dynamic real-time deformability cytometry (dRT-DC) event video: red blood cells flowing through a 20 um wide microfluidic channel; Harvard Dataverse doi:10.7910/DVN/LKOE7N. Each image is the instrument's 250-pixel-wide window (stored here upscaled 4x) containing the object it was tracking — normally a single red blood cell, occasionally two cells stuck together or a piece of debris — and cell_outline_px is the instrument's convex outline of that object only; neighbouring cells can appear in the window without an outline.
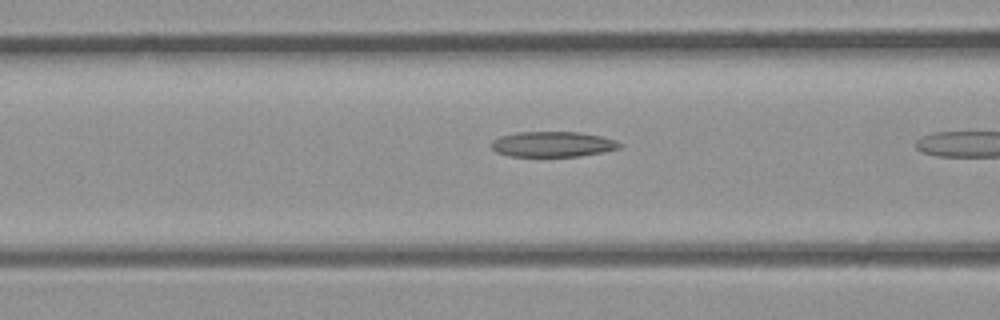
{"species": "common noctule bat (a hibernating species)", "species_latin": "Nyctalus noctula", "temperature_condition": "room temperature", "stored_images_in_passage": 6, "camera_frame_rate_fps": 3000, "um_per_image_px": 0.085, "animal": {"sex": "male", "body_mass_g": 23.1, "forearm_length_mm": 52.7}, "frame": {"image": 1, "passage_image": 4, "time_ms": 1.0, "image_size_px": [1000, 320], "cell_outline_px": [[624, 144], [620, 148], [604, 152], [580, 156], [508, 156], [496, 152], [488, 144], [492, 140], [500, 136], [516, 132], [576, 132], [600, 136], [616, 140]], "centroid_in_image_um": [46.96, 12.26], "position_along_channel_um": 119.6, "area_um2": 19.13}}